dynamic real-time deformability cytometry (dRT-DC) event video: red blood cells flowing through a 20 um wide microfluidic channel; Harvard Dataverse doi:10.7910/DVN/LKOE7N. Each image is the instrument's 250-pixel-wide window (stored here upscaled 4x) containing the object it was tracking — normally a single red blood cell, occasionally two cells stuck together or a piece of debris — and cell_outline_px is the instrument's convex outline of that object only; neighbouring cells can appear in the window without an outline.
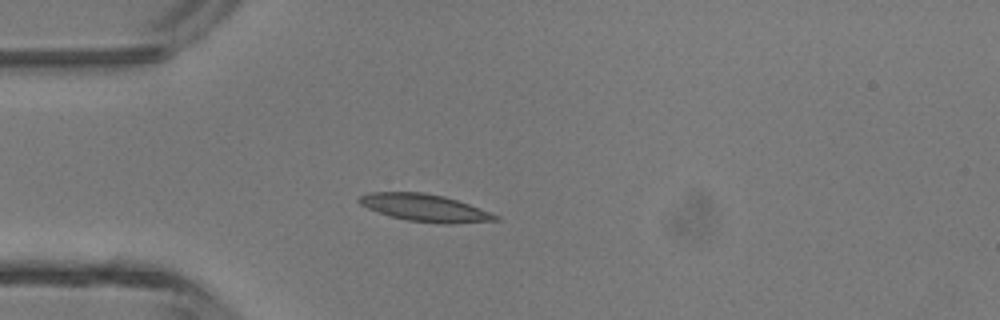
{"species": "common noctule bat (a hibernating species)", "species_latin": "Nyctalus noctula", "temperature_condition": "room temperature", "stored_images_in_passage": 1, "camera_frame_rate_fps": 3000, "um_per_image_px": 0.085, "animal": {"sex": "male", "body_mass_g": 13.3}, "frame": {"image": 1, "passage_image": 1, "time_ms": 0.0, "image_size_px": [1000, 320], "cell_outline_px": [[500, 220], [452, 224], [444, 224], [408, 220], [388, 216], [376, 212], [360, 204], [356, 200], [360, 196], [368, 192], [420, 192], [444, 196], [468, 204], [500, 216]], "centroid_in_image_um": [36.08, 17.67], "position_along_channel_um": 48.9, "area_um2": 21.68}}